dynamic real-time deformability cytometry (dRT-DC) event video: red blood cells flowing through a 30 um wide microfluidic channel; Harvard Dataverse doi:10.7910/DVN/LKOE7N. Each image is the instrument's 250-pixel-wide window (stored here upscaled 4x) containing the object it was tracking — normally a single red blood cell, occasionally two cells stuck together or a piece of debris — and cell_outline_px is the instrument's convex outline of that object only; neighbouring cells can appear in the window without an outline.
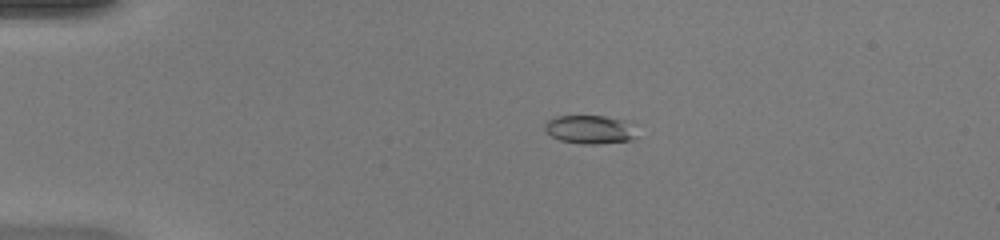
{"species": "common noctule bat (a hibernating species)", "species_latin": "Nyctalus noctula", "temperature_condition": "warm", "stored_images_in_passage": 41, "camera_frame_rate_fps": 3000, "um_per_image_px": 0.085, "animal": {"sex": "female", "body_mass_g": 20.0, "forearm_length_mm": 54.0}, "frame": {"image": 1, "passage_image": 3, "time_ms": 0.667, "image_size_px": [1000, 240], "cell_outline_px": [[636, 136], [632, 140], [596, 144], [580, 144], [560, 140], [552, 136], [544, 128], [544, 124], [548, 120], [556, 116], [604, 116], [620, 120]], "centroid_in_image_um": [50.01, 11.02], "position_along_channel_um": 35.0, "area_um2": 14.68}}
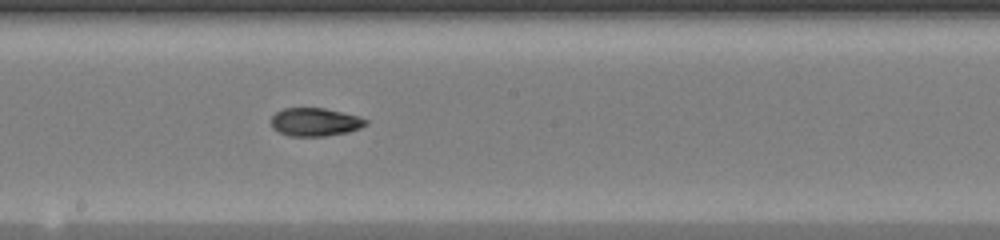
{"frame": {"image": 2, "passage_image": 20, "time_ms": 6.333, "image_size_px": [1000, 240], "cell_outline_px": [[368, 124], [360, 128], [348, 132], [324, 136], [288, 136], [272, 128], [272, 116], [276, 112], [284, 108], [324, 108], [356, 116], [368, 120]], "centroid_in_image_um": [26.77, 10.38], "position_along_channel_um": 221.4, "area_um2": 15.43}}
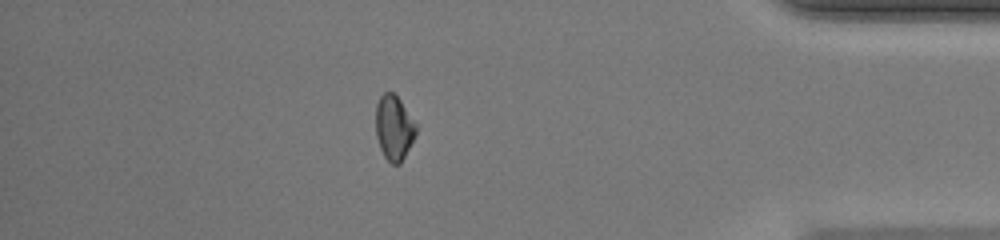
{"frame": {"image": 3, "passage_image": 35, "time_ms": 11.333, "image_size_px": [1000, 240], "cell_outline_px": [[416, 132], [400, 164], [392, 164], [384, 156], [380, 148], [376, 136], [376, 104], [380, 96], [384, 92], [392, 92], [400, 100], [416, 124]], "centroid_in_image_um": [33.46, 10.84], "position_along_channel_um": 401.7, "area_um2": 14.91}, "authors_computed_cell_mechanics": {"area_um2": 15.3748, "velocity_mm_per_s": 4.2863, "shape_relaxation_time_tau1_ms": 8.8038, "shape_relaxation_time_tau2_ms": 4.4621, "deformation_change_tau1": 0.2414, "deformation_change_tau2": 0.0881}}